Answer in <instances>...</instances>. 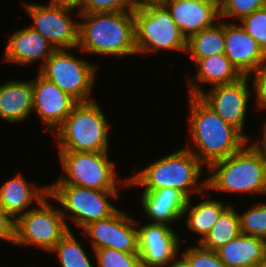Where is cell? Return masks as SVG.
<instances>
[{"label": "cell", "mask_w": 266, "mask_h": 267, "mask_svg": "<svg viewBox=\"0 0 266 267\" xmlns=\"http://www.w3.org/2000/svg\"><path fill=\"white\" fill-rule=\"evenodd\" d=\"M134 7H140L145 4L162 3L164 0H131Z\"/></svg>", "instance_id": "38"}, {"label": "cell", "mask_w": 266, "mask_h": 267, "mask_svg": "<svg viewBox=\"0 0 266 267\" xmlns=\"http://www.w3.org/2000/svg\"><path fill=\"white\" fill-rule=\"evenodd\" d=\"M263 134H262V144H260V142L256 141L254 142L255 145L260 149V151L262 152L263 156H264V159L266 160V122L264 123V126H263V130H262Z\"/></svg>", "instance_id": "36"}, {"label": "cell", "mask_w": 266, "mask_h": 267, "mask_svg": "<svg viewBox=\"0 0 266 267\" xmlns=\"http://www.w3.org/2000/svg\"><path fill=\"white\" fill-rule=\"evenodd\" d=\"M57 253L62 267H92L91 261L81 244L69 230L51 250Z\"/></svg>", "instance_id": "27"}, {"label": "cell", "mask_w": 266, "mask_h": 267, "mask_svg": "<svg viewBox=\"0 0 266 267\" xmlns=\"http://www.w3.org/2000/svg\"><path fill=\"white\" fill-rule=\"evenodd\" d=\"M195 64L197 66L195 77L197 81L194 77H189L188 83L189 95L192 96H199L203 92L198 83H209L213 87L233 83L243 77L224 54L201 58Z\"/></svg>", "instance_id": "21"}, {"label": "cell", "mask_w": 266, "mask_h": 267, "mask_svg": "<svg viewBox=\"0 0 266 267\" xmlns=\"http://www.w3.org/2000/svg\"><path fill=\"white\" fill-rule=\"evenodd\" d=\"M66 50L56 49L38 72L77 102L94 100L90 97V92L98 66L85 62L68 53L69 49Z\"/></svg>", "instance_id": "9"}, {"label": "cell", "mask_w": 266, "mask_h": 267, "mask_svg": "<svg viewBox=\"0 0 266 267\" xmlns=\"http://www.w3.org/2000/svg\"><path fill=\"white\" fill-rule=\"evenodd\" d=\"M254 267H266V254Z\"/></svg>", "instance_id": "40"}, {"label": "cell", "mask_w": 266, "mask_h": 267, "mask_svg": "<svg viewBox=\"0 0 266 267\" xmlns=\"http://www.w3.org/2000/svg\"><path fill=\"white\" fill-rule=\"evenodd\" d=\"M241 234L239 213L229 205L220 215L210 232L198 242L207 249L216 251Z\"/></svg>", "instance_id": "26"}, {"label": "cell", "mask_w": 266, "mask_h": 267, "mask_svg": "<svg viewBox=\"0 0 266 267\" xmlns=\"http://www.w3.org/2000/svg\"><path fill=\"white\" fill-rule=\"evenodd\" d=\"M133 15L137 54L158 49L186 52L187 39L162 3L135 7Z\"/></svg>", "instance_id": "6"}, {"label": "cell", "mask_w": 266, "mask_h": 267, "mask_svg": "<svg viewBox=\"0 0 266 267\" xmlns=\"http://www.w3.org/2000/svg\"><path fill=\"white\" fill-rule=\"evenodd\" d=\"M181 255L188 262L189 267H227L216 251L207 250L200 245L190 246Z\"/></svg>", "instance_id": "32"}, {"label": "cell", "mask_w": 266, "mask_h": 267, "mask_svg": "<svg viewBox=\"0 0 266 267\" xmlns=\"http://www.w3.org/2000/svg\"><path fill=\"white\" fill-rule=\"evenodd\" d=\"M216 253L227 267H254L266 254V240L241 233Z\"/></svg>", "instance_id": "23"}, {"label": "cell", "mask_w": 266, "mask_h": 267, "mask_svg": "<svg viewBox=\"0 0 266 267\" xmlns=\"http://www.w3.org/2000/svg\"><path fill=\"white\" fill-rule=\"evenodd\" d=\"M222 23L219 25L216 23L187 39L186 52L191 55L195 63L201 58L224 54V22Z\"/></svg>", "instance_id": "25"}, {"label": "cell", "mask_w": 266, "mask_h": 267, "mask_svg": "<svg viewBox=\"0 0 266 267\" xmlns=\"http://www.w3.org/2000/svg\"><path fill=\"white\" fill-rule=\"evenodd\" d=\"M14 220L0 205V239L15 243Z\"/></svg>", "instance_id": "35"}, {"label": "cell", "mask_w": 266, "mask_h": 267, "mask_svg": "<svg viewBox=\"0 0 266 267\" xmlns=\"http://www.w3.org/2000/svg\"><path fill=\"white\" fill-rule=\"evenodd\" d=\"M190 135L199 150L189 149L203 164L226 159L239 151L248 140L233 126L227 124L199 96L189 95Z\"/></svg>", "instance_id": "1"}, {"label": "cell", "mask_w": 266, "mask_h": 267, "mask_svg": "<svg viewBox=\"0 0 266 267\" xmlns=\"http://www.w3.org/2000/svg\"><path fill=\"white\" fill-rule=\"evenodd\" d=\"M48 188L50 198L64 208V211L61 209L64 219V212H69V218L81 229L110 217L119 209L107 199L109 196L117 198V191L94 190L77 185H50Z\"/></svg>", "instance_id": "8"}, {"label": "cell", "mask_w": 266, "mask_h": 267, "mask_svg": "<svg viewBox=\"0 0 266 267\" xmlns=\"http://www.w3.org/2000/svg\"><path fill=\"white\" fill-rule=\"evenodd\" d=\"M49 198L48 195L39 203L40 207L28 210L16 220L14 244H32L51 252L70 230L61 209L55 210Z\"/></svg>", "instance_id": "10"}, {"label": "cell", "mask_w": 266, "mask_h": 267, "mask_svg": "<svg viewBox=\"0 0 266 267\" xmlns=\"http://www.w3.org/2000/svg\"><path fill=\"white\" fill-rule=\"evenodd\" d=\"M136 226L137 221L118 209L110 217L92 222L83 230L92 237L94 250L112 248L124 253H139Z\"/></svg>", "instance_id": "12"}, {"label": "cell", "mask_w": 266, "mask_h": 267, "mask_svg": "<svg viewBox=\"0 0 266 267\" xmlns=\"http://www.w3.org/2000/svg\"><path fill=\"white\" fill-rule=\"evenodd\" d=\"M266 6V0H219L220 18H237Z\"/></svg>", "instance_id": "31"}, {"label": "cell", "mask_w": 266, "mask_h": 267, "mask_svg": "<svg viewBox=\"0 0 266 267\" xmlns=\"http://www.w3.org/2000/svg\"><path fill=\"white\" fill-rule=\"evenodd\" d=\"M94 251L97 267H142L139 253H124L112 248Z\"/></svg>", "instance_id": "29"}, {"label": "cell", "mask_w": 266, "mask_h": 267, "mask_svg": "<svg viewBox=\"0 0 266 267\" xmlns=\"http://www.w3.org/2000/svg\"><path fill=\"white\" fill-rule=\"evenodd\" d=\"M55 50V47L46 38L28 27L16 31L9 38L4 60L27 65L42 58L41 68Z\"/></svg>", "instance_id": "18"}, {"label": "cell", "mask_w": 266, "mask_h": 267, "mask_svg": "<svg viewBox=\"0 0 266 267\" xmlns=\"http://www.w3.org/2000/svg\"><path fill=\"white\" fill-rule=\"evenodd\" d=\"M56 130L59 152H108V121L94 100L78 102Z\"/></svg>", "instance_id": "5"}, {"label": "cell", "mask_w": 266, "mask_h": 267, "mask_svg": "<svg viewBox=\"0 0 266 267\" xmlns=\"http://www.w3.org/2000/svg\"><path fill=\"white\" fill-rule=\"evenodd\" d=\"M139 225L138 248L142 267H164L177 256L180 239L167 224L147 223Z\"/></svg>", "instance_id": "14"}, {"label": "cell", "mask_w": 266, "mask_h": 267, "mask_svg": "<svg viewBox=\"0 0 266 267\" xmlns=\"http://www.w3.org/2000/svg\"><path fill=\"white\" fill-rule=\"evenodd\" d=\"M253 74L255 77L252 86L255 89L257 106L261 109L266 108V65Z\"/></svg>", "instance_id": "34"}, {"label": "cell", "mask_w": 266, "mask_h": 267, "mask_svg": "<svg viewBox=\"0 0 266 267\" xmlns=\"http://www.w3.org/2000/svg\"><path fill=\"white\" fill-rule=\"evenodd\" d=\"M201 165L203 164L189 149H180L151 163L136 175L125 179V182L127 186H145L144 191L177 189L190 199V194L207 189V180H203L201 185L198 183L203 167Z\"/></svg>", "instance_id": "4"}, {"label": "cell", "mask_w": 266, "mask_h": 267, "mask_svg": "<svg viewBox=\"0 0 266 267\" xmlns=\"http://www.w3.org/2000/svg\"><path fill=\"white\" fill-rule=\"evenodd\" d=\"M247 144L208 167V190L266 195V160L255 143Z\"/></svg>", "instance_id": "3"}, {"label": "cell", "mask_w": 266, "mask_h": 267, "mask_svg": "<svg viewBox=\"0 0 266 267\" xmlns=\"http://www.w3.org/2000/svg\"><path fill=\"white\" fill-rule=\"evenodd\" d=\"M254 205L239 215L240 231L266 240V203Z\"/></svg>", "instance_id": "28"}, {"label": "cell", "mask_w": 266, "mask_h": 267, "mask_svg": "<svg viewBox=\"0 0 266 267\" xmlns=\"http://www.w3.org/2000/svg\"><path fill=\"white\" fill-rule=\"evenodd\" d=\"M54 2L57 3H61L67 6H72L78 9V7H80L85 0H52Z\"/></svg>", "instance_id": "37"}, {"label": "cell", "mask_w": 266, "mask_h": 267, "mask_svg": "<svg viewBox=\"0 0 266 267\" xmlns=\"http://www.w3.org/2000/svg\"><path fill=\"white\" fill-rule=\"evenodd\" d=\"M33 111V80H10L0 85V118L16 123Z\"/></svg>", "instance_id": "22"}, {"label": "cell", "mask_w": 266, "mask_h": 267, "mask_svg": "<svg viewBox=\"0 0 266 267\" xmlns=\"http://www.w3.org/2000/svg\"><path fill=\"white\" fill-rule=\"evenodd\" d=\"M49 195L48 186L39 188L29 184L21 175L17 174L0 187V205L14 219L17 220L26 213L32 202L39 204Z\"/></svg>", "instance_id": "20"}, {"label": "cell", "mask_w": 266, "mask_h": 267, "mask_svg": "<svg viewBox=\"0 0 266 267\" xmlns=\"http://www.w3.org/2000/svg\"><path fill=\"white\" fill-rule=\"evenodd\" d=\"M33 20L30 28L46 38L55 49H77L79 22L72 21L69 13L75 7L50 0L48 5L25 4Z\"/></svg>", "instance_id": "11"}, {"label": "cell", "mask_w": 266, "mask_h": 267, "mask_svg": "<svg viewBox=\"0 0 266 267\" xmlns=\"http://www.w3.org/2000/svg\"><path fill=\"white\" fill-rule=\"evenodd\" d=\"M188 198L179 190L161 188L154 191H143L141 205L151 223L171 224L183 217Z\"/></svg>", "instance_id": "19"}, {"label": "cell", "mask_w": 266, "mask_h": 267, "mask_svg": "<svg viewBox=\"0 0 266 267\" xmlns=\"http://www.w3.org/2000/svg\"><path fill=\"white\" fill-rule=\"evenodd\" d=\"M250 78L251 76H243L233 83L213 86L208 92L203 91L199 95L216 114L236 128L248 141L242 129L251 92L248 86Z\"/></svg>", "instance_id": "13"}, {"label": "cell", "mask_w": 266, "mask_h": 267, "mask_svg": "<svg viewBox=\"0 0 266 267\" xmlns=\"http://www.w3.org/2000/svg\"><path fill=\"white\" fill-rule=\"evenodd\" d=\"M162 4L186 39L221 20L219 0H164Z\"/></svg>", "instance_id": "16"}, {"label": "cell", "mask_w": 266, "mask_h": 267, "mask_svg": "<svg viewBox=\"0 0 266 267\" xmlns=\"http://www.w3.org/2000/svg\"><path fill=\"white\" fill-rule=\"evenodd\" d=\"M239 21L242 28L257 41L266 54V6L242 17Z\"/></svg>", "instance_id": "30"}, {"label": "cell", "mask_w": 266, "mask_h": 267, "mask_svg": "<svg viewBox=\"0 0 266 267\" xmlns=\"http://www.w3.org/2000/svg\"><path fill=\"white\" fill-rule=\"evenodd\" d=\"M169 264L168 266L170 267H189L188 262L183 257H181V259L175 258L172 260V263L170 262Z\"/></svg>", "instance_id": "39"}, {"label": "cell", "mask_w": 266, "mask_h": 267, "mask_svg": "<svg viewBox=\"0 0 266 267\" xmlns=\"http://www.w3.org/2000/svg\"><path fill=\"white\" fill-rule=\"evenodd\" d=\"M78 50L101 55H135L133 10L79 13Z\"/></svg>", "instance_id": "2"}, {"label": "cell", "mask_w": 266, "mask_h": 267, "mask_svg": "<svg viewBox=\"0 0 266 267\" xmlns=\"http://www.w3.org/2000/svg\"><path fill=\"white\" fill-rule=\"evenodd\" d=\"M77 103L74 98L38 72L33 80V111L43 120L47 127L45 131L52 130L55 135V129L63 123Z\"/></svg>", "instance_id": "15"}, {"label": "cell", "mask_w": 266, "mask_h": 267, "mask_svg": "<svg viewBox=\"0 0 266 267\" xmlns=\"http://www.w3.org/2000/svg\"><path fill=\"white\" fill-rule=\"evenodd\" d=\"M224 55L243 76L266 65V54L241 26L224 22Z\"/></svg>", "instance_id": "17"}, {"label": "cell", "mask_w": 266, "mask_h": 267, "mask_svg": "<svg viewBox=\"0 0 266 267\" xmlns=\"http://www.w3.org/2000/svg\"><path fill=\"white\" fill-rule=\"evenodd\" d=\"M190 204L191 199H188L187 205L183 211V216L188 212L186 220L187 226L191 231L201 236L199 241L210 232L221 213L229 206L223 205L222 201L208 199L192 206V208Z\"/></svg>", "instance_id": "24"}, {"label": "cell", "mask_w": 266, "mask_h": 267, "mask_svg": "<svg viewBox=\"0 0 266 267\" xmlns=\"http://www.w3.org/2000/svg\"><path fill=\"white\" fill-rule=\"evenodd\" d=\"M131 0H85L78 13H100L133 10Z\"/></svg>", "instance_id": "33"}, {"label": "cell", "mask_w": 266, "mask_h": 267, "mask_svg": "<svg viewBox=\"0 0 266 267\" xmlns=\"http://www.w3.org/2000/svg\"><path fill=\"white\" fill-rule=\"evenodd\" d=\"M66 174L51 185H77L94 190L117 191L114 166L108 152H58ZM66 175V176H65Z\"/></svg>", "instance_id": "7"}]
</instances>
